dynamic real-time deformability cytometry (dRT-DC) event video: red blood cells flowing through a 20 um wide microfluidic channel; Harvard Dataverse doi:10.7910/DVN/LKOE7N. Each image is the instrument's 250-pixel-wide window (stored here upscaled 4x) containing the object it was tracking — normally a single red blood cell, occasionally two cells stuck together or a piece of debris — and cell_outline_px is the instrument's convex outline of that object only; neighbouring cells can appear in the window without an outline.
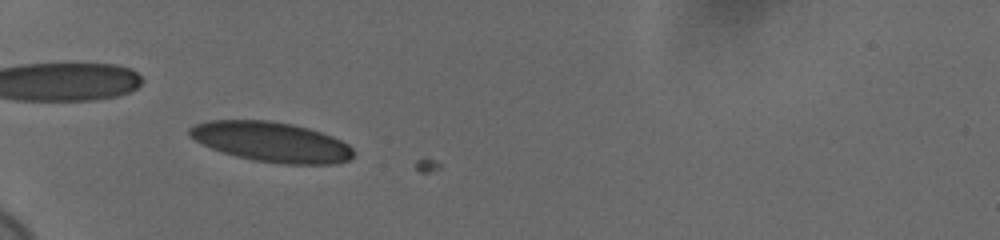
{"species": "human", "species_latin": "Homo sapiens", "temperature_condition": "cold", "stored_images_in_passage": 30, "camera_frame_rate_fps": 3000, "um_per_image_px": 0.085, "donor": {"sex": "female"}, "frame": {"image": 1, "passage_image": 3, "time_ms": 0.667, "image_size_px": [1000, 240], "cell_outline_px": [[356, 152], [348, 160], [336, 164], [284, 164], [252, 160], [236, 156], [212, 148], [188, 136], [188, 128], [196, 124], [208, 120], [268, 120], [292, 124], [308, 128], [332, 136], [348, 144]], "centroid_in_image_um": [23.08, 12.06], "position_along_channel_um": 61.9, "area_um2": 38.15}}
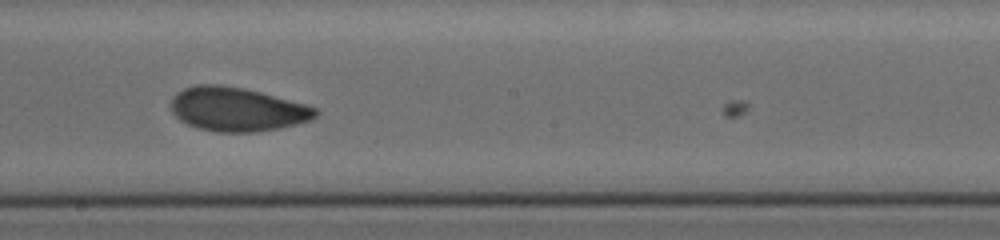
{"frame": {"image": 2, "passage_image": 18, "time_ms": 5.667, "image_size_px": [1000, 240], "cell_outline_px": [[320, 112], [312, 120], [296, 124], [256, 132], [216, 132], [200, 128], [188, 124], [180, 120], [172, 112], [172, 96], [176, 92], [184, 88], [196, 84], [220, 84], [244, 88], [308, 104], [316, 108]], "centroid_in_image_um": [20.17, 9.27], "position_along_channel_um": 228.0, "area_um2": 37.11}}
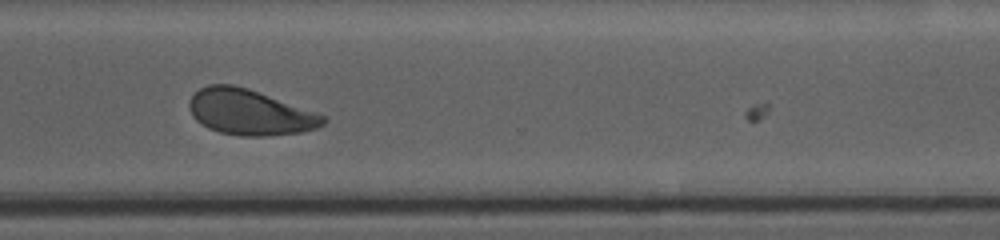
{"frame": {"image": 3, "passage_image": 28, "time_ms": 9.0, "image_size_px": [1000, 240], "cell_outline_px": [[328, 120], [324, 124], [316, 128], [300, 132], [268, 136], [240, 136], [220, 132], [208, 128], [200, 124], [192, 116], [188, 108], [188, 104], [192, 96], [200, 88], [208, 84], [232, 84], [248, 88], [328, 116]], "centroid_in_image_um": [21.23, 9.54], "position_along_channel_um": 349.4, "area_um2": 35.78}}